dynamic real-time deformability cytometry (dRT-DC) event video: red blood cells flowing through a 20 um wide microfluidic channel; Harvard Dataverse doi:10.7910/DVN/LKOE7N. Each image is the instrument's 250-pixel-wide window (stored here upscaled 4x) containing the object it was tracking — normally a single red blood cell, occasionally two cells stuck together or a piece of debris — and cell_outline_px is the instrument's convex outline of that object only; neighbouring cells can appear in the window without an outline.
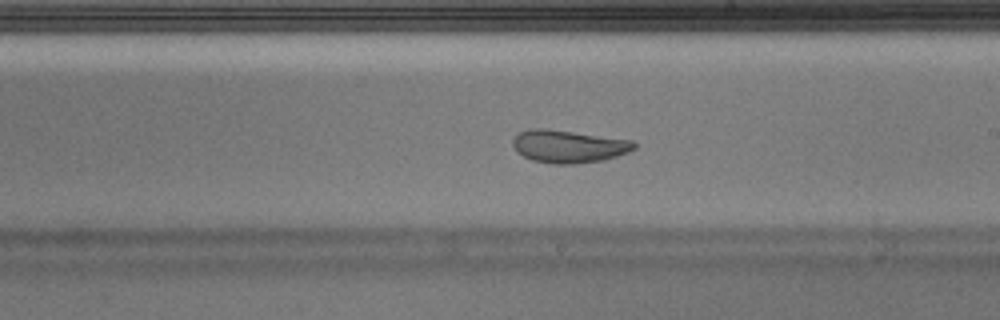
{"species": "Egyptian fruit bat (a non-hibernating species)", "species_latin": "Rousettus aegyptiacus", "temperature_condition": "warm", "stored_images_in_passage": 51, "camera_frame_rate_fps": 3000, "um_per_image_px": 0.085, "animal": {"sex": "male"}, "frame": {"image": 1, "passage_image": 29, "time_ms": 9.333, "image_size_px": [1000, 320], "cell_outline_px": [[636, 148], [628, 152], [604, 160], [576, 164], [552, 164], [532, 160], [516, 152], [512, 144], [512, 140], [516, 132], [528, 128], [544, 128], [632, 140], [636, 144]], "centroid_in_image_um": [48.28, 12.44], "position_along_channel_um": 240.7, "area_um2": 23.35}}
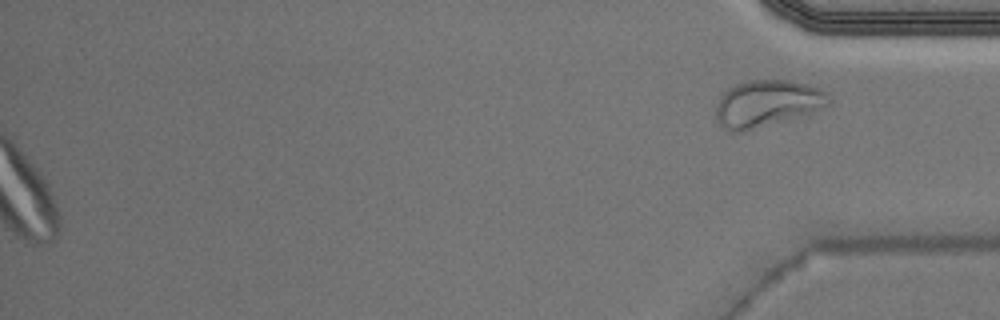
{"frame": {"image": 2, "passage_image": 51, "time_ms": 16.667, "image_size_px": [1000, 320], "cell_outline_px": [[828, 104], [824, 108], [804, 116], [744, 132], [728, 132], [720, 128], [716, 120], [716, 104], [720, 96], [728, 88], [744, 80], [788, 80], [808, 84], [820, 88], [824, 92]], "centroid_in_image_um": [65.14, 8.83], "position_along_channel_um": 370.1, "area_um2": 31.27}, "authors_computed_cell_mechanics": {"area_um2": 24.276, "velocity_mm_per_s": 3.9824, "shape_relaxation_time_tau1_ms": 7.9152, "shape_relaxation_time_tau2_ms": 1.9981, "deformation_change_tau1": 0.2193, "deformation_change_tau2": 0.0674}}